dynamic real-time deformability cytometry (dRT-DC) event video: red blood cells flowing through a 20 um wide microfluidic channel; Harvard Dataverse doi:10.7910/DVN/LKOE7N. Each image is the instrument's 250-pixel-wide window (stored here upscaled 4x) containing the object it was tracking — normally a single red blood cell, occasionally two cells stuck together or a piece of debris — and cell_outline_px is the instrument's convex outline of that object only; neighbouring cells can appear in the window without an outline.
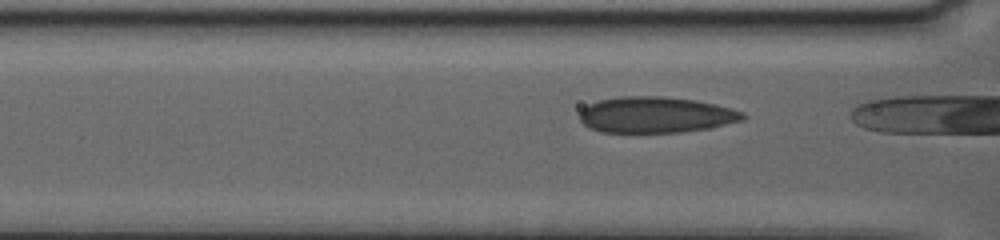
{"species": "human", "species_latin": "Homo sapiens", "temperature_condition": "warm", "stored_images_in_passage": 7, "segment_of_instrument_passage": [2, 2], "camera_frame_rate_fps": 3000, "um_per_image_px": 0.085, "donor": {"sex": "female"}, "frame": {"image": 1, "passage_image": 3, "time_ms": 0.667, "image_size_px": [1000, 240], "cell_outline_px": [[748, 116], [744, 120], [708, 128], [680, 132], [604, 132], [588, 128], [580, 120], [580, 112], [588, 104], [600, 100], [620, 96], [660, 96], [696, 100], [716, 104], [732, 108], [744, 112]], "centroid_in_image_um": [55.77, 9.75], "position_along_channel_um": 110.8, "area_um2": 34.33}}